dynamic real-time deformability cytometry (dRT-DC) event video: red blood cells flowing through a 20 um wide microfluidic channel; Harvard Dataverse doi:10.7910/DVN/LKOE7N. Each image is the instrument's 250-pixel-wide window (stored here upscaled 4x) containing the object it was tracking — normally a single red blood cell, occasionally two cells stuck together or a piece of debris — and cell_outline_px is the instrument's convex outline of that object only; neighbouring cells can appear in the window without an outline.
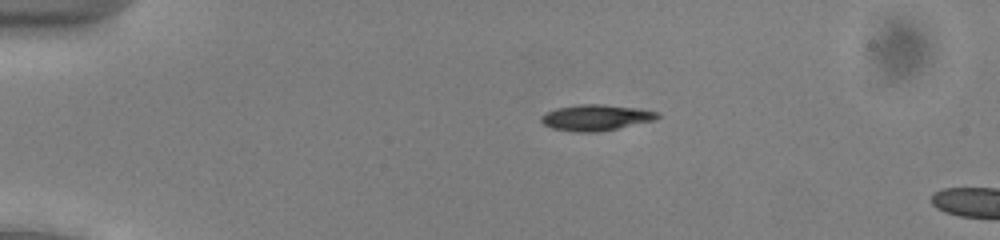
{"species": "common noctule bat (a hibernating species)", "species_latin": "Nyctalus noctula", "temperature_condition": "cold", "stored_images_in_passage": 15, "camera_frame_rate_fps": 3000, "um_per_image_px": 0.085, "animal": {"sex": "male", "body_mass_g": 13.0, "forearm_length_mm": 53.1}, "frame": {"image": 1, "passage_image": 11, "time_ms": 3.333, "image_size_px": [1000, 240], "cell_outline_px": [[660, 116], [656, 120], [600, 132], [576, 132], [552, 128], [544, 124], [540, 120], [540, 116], [556, 108], [580, 104], [604, 104], [640, 108], [660, 112]], "centroid_in_image_um": [50.7, 9.99], "position_along_channel_um": 34.3, "area_um2": 17.8}}